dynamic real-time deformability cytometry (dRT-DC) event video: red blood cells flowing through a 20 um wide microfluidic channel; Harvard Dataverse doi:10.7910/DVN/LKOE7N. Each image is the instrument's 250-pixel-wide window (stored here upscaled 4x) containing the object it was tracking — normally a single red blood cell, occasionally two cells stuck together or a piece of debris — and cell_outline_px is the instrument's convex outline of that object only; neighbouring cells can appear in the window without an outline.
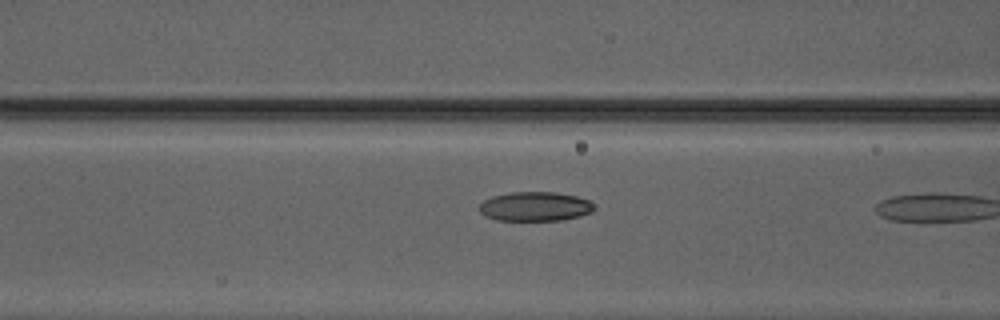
{"species": "Egyptian fruit bat (a non-hibernating species)", "species_latin": "Rousettus aegyptiacus", "temperature_condition": "warm", "stored_images_in_passage": 5, "camera_frame_rate_fps": 3000, "um_per_image_px": 0.085, "animal": {"sex": "male"}, "frame": {"image": 1, "passage_image": 4, "time_ms": 1.0, "image_size_px": [1000, 320], "cell_outline_px": [[596, 208], [592, 212], [580, 216], [560, 220], [496, 220], [484, 216], [480, 212], [480, 204], [484, 200], [492, 196], [512, 192], [556, 192], [576, 196], [588, 200], [596, 204]], "centroid_in_image_um": [45.51, 17.55], "position_along_channel_um": 121.1, "area_um2": 19.71}}